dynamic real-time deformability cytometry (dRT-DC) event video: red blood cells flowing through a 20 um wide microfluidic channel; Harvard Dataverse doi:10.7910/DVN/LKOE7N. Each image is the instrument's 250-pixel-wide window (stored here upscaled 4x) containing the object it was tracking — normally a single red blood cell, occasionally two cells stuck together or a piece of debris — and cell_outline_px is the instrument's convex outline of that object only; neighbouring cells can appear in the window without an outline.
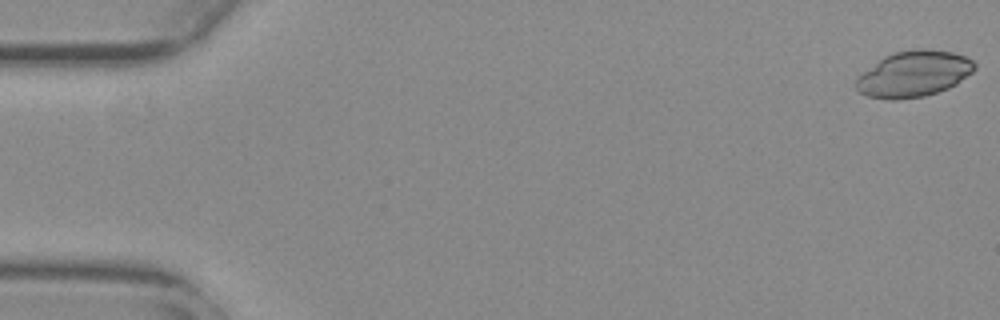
{"species": "common noctule bat (a hibernating species)", "species_latin": "Nyctalus noctula", "temperature_condition": "warm", "stored_images_in_passage": 53, "camera_frame_rate_fps": 3000, "um_per_image_px": 0.085, "animal": {"sex": "female", "body_mass_g": 29.2, "forearm_length_mm": 56.3}, "frame": {"image": 1, "passage_image": 1, "time_ms": 0.0, "image_size_px": [1000, 320], "cell_outline_px": [[976, 68], [972, 72], [956, 84], [948, 88], [924, 96], [896, 100], [888, 100], [868, 96], [860, 92], [856, 88], [856, 80], [864, 72], [884, 56], [892, 52], [916, 48], [924, 48], [952, 52], [964, 56], [972, 60], [976, 64]], "centroid_in_image_um": [77.68, 6.27], "position_along_channel_um": 7.3, "area_um2": 31.62}}
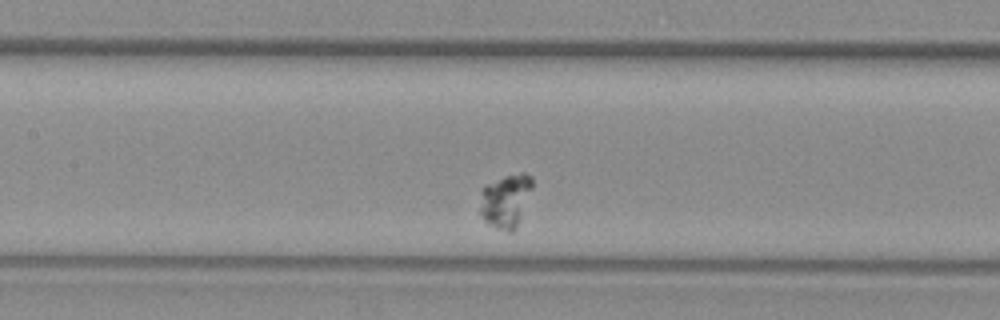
{"frame": {"image": 2, "passage_image": 21, "time_ms": 6.667, "image_size_px": [1000, 320], "cell_outline_px": [[532, 188], [516, 228], [512, 232], [508, 232], [496, 228], [488, 224], [480, 216], [480, 208], [484, 188], [488, 184], [504, 176], [520, 172], [524, 172], [532, 176]], "centroid_in_image_um": [43.0, 17.07], "position_along_channel_um": 164.4, "area_um2": 16.07}}
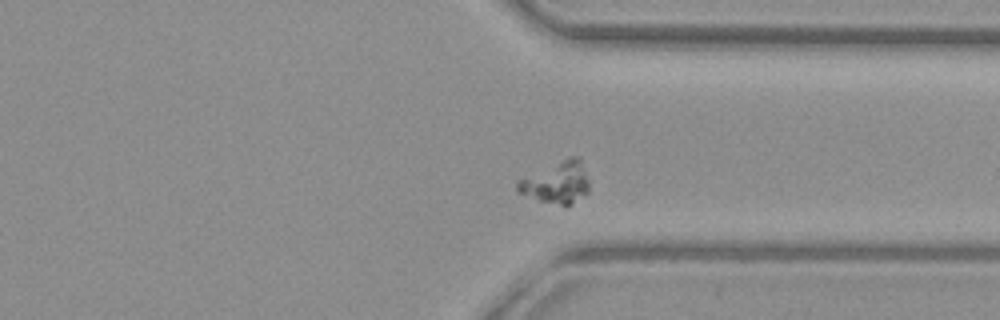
{"frame": {"image": 3, "passage_image": 38, "time_ms": 12.333, "image_size_px": [1000, 320], "cell_outline_px": [[588, 192], [572, 204], [560, 204], [540, 200], [516, 192], [516, 180], [568, 156], [580, 156], [588, 180]], "centroid_in_image_um": [47.3, 15.47], "position_along_channel_um": 364.1, "area_um2": 17.4}}